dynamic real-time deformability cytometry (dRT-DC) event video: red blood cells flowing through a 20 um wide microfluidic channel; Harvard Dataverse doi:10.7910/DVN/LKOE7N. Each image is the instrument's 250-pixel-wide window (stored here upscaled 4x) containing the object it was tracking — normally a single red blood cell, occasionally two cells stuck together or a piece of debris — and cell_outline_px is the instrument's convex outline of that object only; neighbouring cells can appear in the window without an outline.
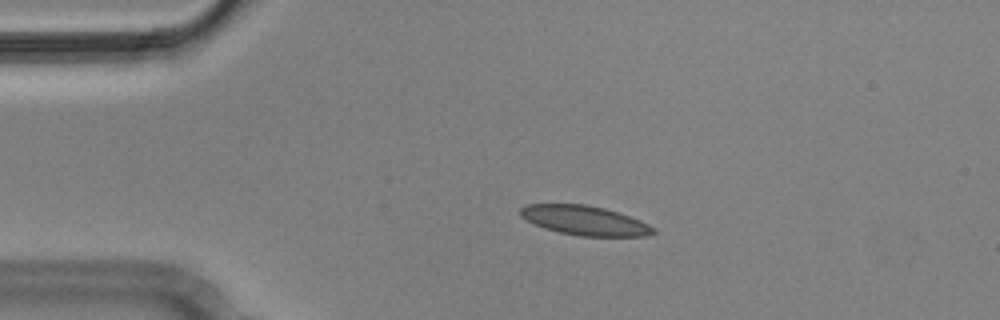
{"species": "Egyptian fruit bat (a non-hibernating species)", "species_latin": "Rousettus aegyptiacus", "temperature_condition": "cold", "stored_images_in_passage": 2, "camera_frame_rate_fps": 3000, "um_per_image_px": 0.085, "animal": {"sex": "male"}, "frame": {"image": 1, "passage_image": 1, "time_ms": 0.0, "image_size_px": [1000, 320], "cell_outline_px": [[656, 232], [648, 236], [580, 236], [560, 232], [544, 228], [520, 216], [520, 208], [524, 204], [588, 204], [604, 208], [640, 220], [656, 228]], "centroid_in_image_um": [49.71, 18.73], "position_along_channel_um": 35.3, "area_um2": 22.72}}